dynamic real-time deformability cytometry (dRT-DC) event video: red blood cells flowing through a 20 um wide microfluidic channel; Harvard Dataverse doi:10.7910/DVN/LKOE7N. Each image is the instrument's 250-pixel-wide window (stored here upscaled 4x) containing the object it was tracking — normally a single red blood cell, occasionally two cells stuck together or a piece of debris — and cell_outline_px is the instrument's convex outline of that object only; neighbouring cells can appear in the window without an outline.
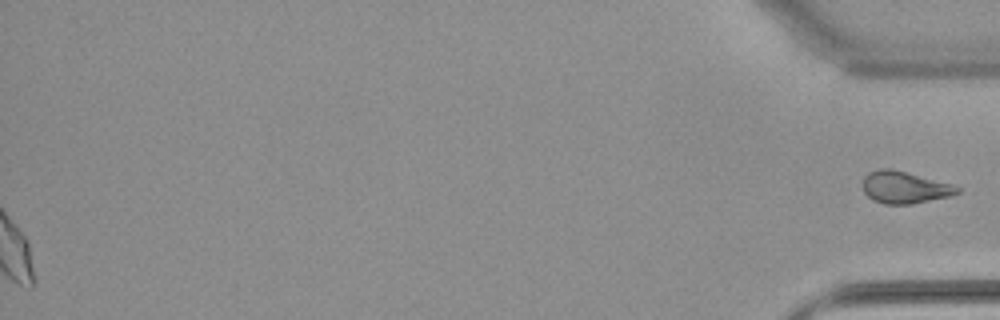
{"species": "common noctule bat (a hibernating species)", "species_latin": "Nyctalus noctula", "temperature_condition": "warm", "stored_images_in_passage": 52, "segment_of_instrument_passage": [2, 2], "camera_frame_rate_fps": 3000, "um_per_image_px": 0.085, "animal": {"sex": "female", "body_mass_g": 22.7, "forearm_length_mm": 54.2}, "frame": {"image": 1, "passage_image": 52, "time_ms": 17.0, "image_size_px": [1000, 320], "cell_outline_px": [[960, 192], [948, 196], [912, 204], [884, 204], [872, 200], [864, 192], [864, 176], [868, 172], [880, 168], [892, 168], [952, 184], [960, 188]], "centroid_in_image_um": [76.87, 15.92], "position_along_channel_um": 358.3, "area_um2": 17.57}}